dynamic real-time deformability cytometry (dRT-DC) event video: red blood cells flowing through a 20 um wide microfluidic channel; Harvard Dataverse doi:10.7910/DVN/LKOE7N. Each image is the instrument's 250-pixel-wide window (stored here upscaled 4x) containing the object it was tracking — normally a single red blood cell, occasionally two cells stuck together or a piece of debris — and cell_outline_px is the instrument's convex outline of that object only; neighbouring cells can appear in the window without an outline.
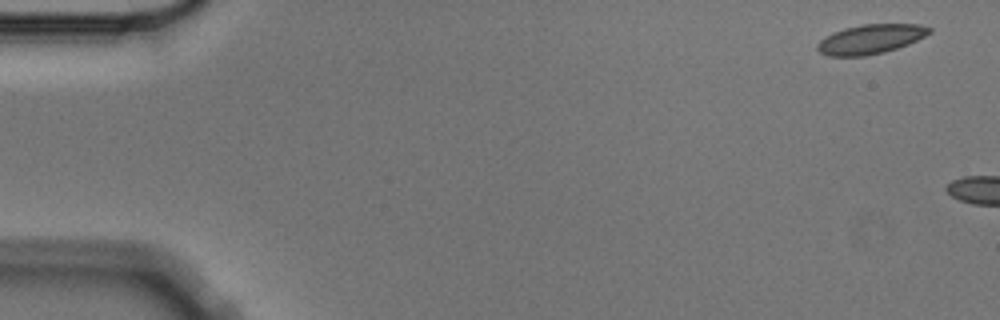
{"species": "Egyptian fruit bat (a non-hibernating species)", "species_latin": "Rousettus aegyptiacus", "temperature_condition": "cold", "stored_images_in_passage": 2, "camera_frame_rate_fps": 3000, "um_per_image_px": 0.085, "animal": {"sex": "male"}, "frame": {"image": 1, "passage_image": 1, "time_ms": 0.0, "image_size_px": [1000, 320], "cell_outline_px": [[932, 32], [908, 44], [884, 52], [864, 56], [828, 56], [820, 52], [816, 48], [816, 44], [820, 40], [832, 32], [844, 28], [860, 24], [920, 24], [932, 28]], "centroid_in_image_um": [73.98, 3.32], "position_along_channel_um": 11.0, "area_um2": 19.25}}